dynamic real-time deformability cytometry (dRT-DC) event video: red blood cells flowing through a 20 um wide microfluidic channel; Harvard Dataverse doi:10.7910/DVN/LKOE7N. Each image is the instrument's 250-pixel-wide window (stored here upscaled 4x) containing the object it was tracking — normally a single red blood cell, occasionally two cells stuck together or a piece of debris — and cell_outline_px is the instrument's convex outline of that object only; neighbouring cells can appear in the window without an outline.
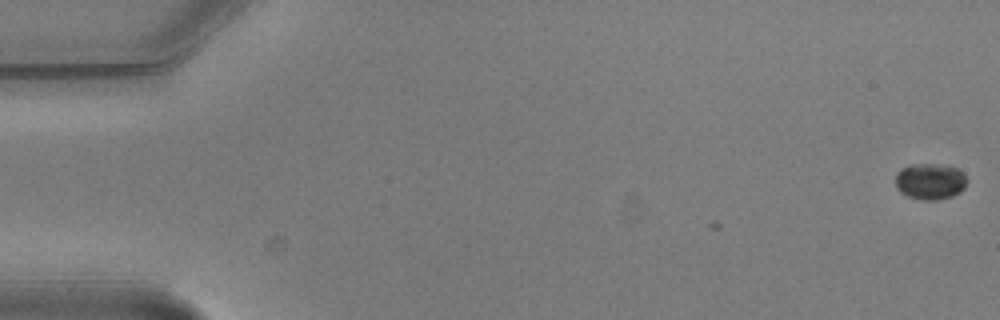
{"species": "common noctule bat (a hibernating species)", "species_latin": "Nyctalus noctula", "temperature_condition": "warm", "stored_images_in_passage": 4, "camera_frame_rate_fps": 3000, "um_per_image_px": 0.085, "animal": {"sex": "male", "body_mass_g": 20.5, "forearm_length_mm": 52.5}, "frame": {"image": 1, "passage_image": 1, "time_ms": 0.0, "image_size_px": [1000, 320], "cell_outline_px": [[968, 180], [964, 188], [960, 192], [952, 196], [940, 200], [920, 200], [908, 196], [900, 192], [896, 188], [896, 172], [900, 168], [908, 164], [936, 164], [956, 168], [964, 172]], "centroid_in_image_um": [79.05, 15.42], "position_along_channel_um": 5.9, "area_um2": 15.37}}